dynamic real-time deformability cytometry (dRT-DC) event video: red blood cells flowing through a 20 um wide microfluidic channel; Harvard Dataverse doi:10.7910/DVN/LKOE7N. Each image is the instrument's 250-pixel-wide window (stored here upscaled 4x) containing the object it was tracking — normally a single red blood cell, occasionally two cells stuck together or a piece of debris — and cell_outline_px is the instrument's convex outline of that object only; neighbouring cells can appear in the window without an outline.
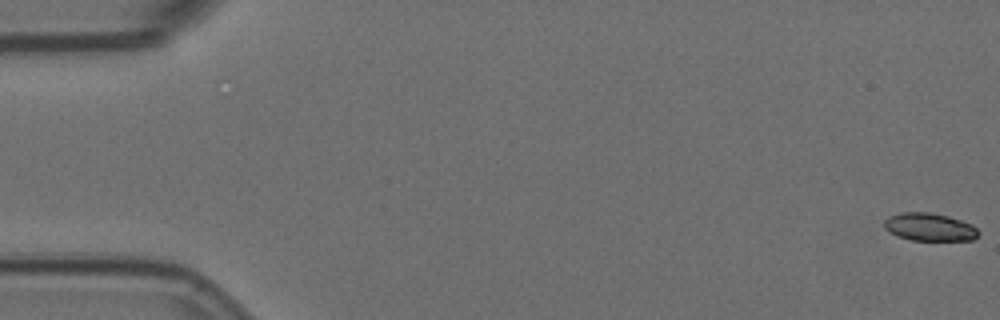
{"species": "Egyptian fruit bat (a non-hibernating species)", "species_latin": "Rousettus aegyptiacus", "temperature_condition": "room temperature", "stored_images_in_passage": 58, "camera_frame_rate_fps": 3000, "um_per_image_px": 0.085, "animal": {"sex": "female"}, "frame": {"image": 1, "passage_image": 1, "time_ms": 0.0, "image_size_px": [1000, 320], "cell_outline_px": [[980, 232], [972, 240], [912, 240], [896, 236], [884, 228], [884, 220], [888, 216], [900, 212], [928, 212], [948, 216], [972, 224]], "centroid_in_image_um": [78.98, 19.29], "position_along_channel_um": 6.0, "area_um2": 15.32}}
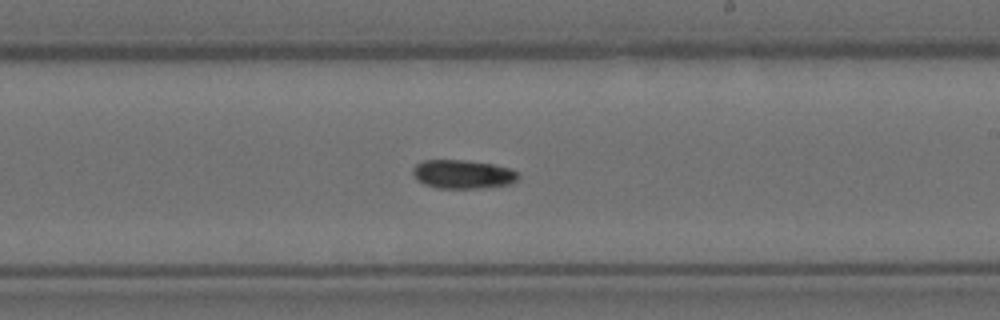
{"frame": {"image": 2, "passage_image": 34, "time_ms": 11.0, "image_size_px": [1000, 320], "cell_outline_px": [[520, 176], [512, 184], [480, 188], [440, 188], [424, 184], [416, 180], [412, 172], [412, 168], [416, 164], [424, 160], [464, 160], [496, 164], [512, 168], [520, 172]], "centroid_in_image_um": [39.39, 14.8], "position_along_channel_um": 249.6, "area_um2": 17.98}}
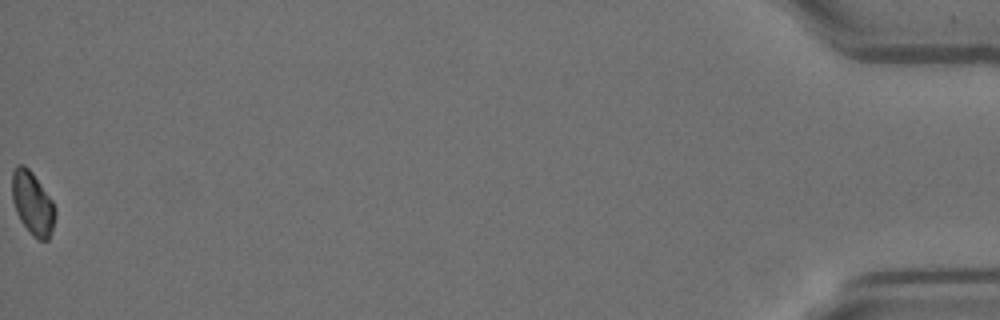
{"frame": {"image": 3, "passage_image": 58, "time_ms": 19.0, "image_size_px": [1000, 320], "cell_outline_px": [[56, 216], [48, 240], [40, 240], [32, 236], [20, 220], [16, 212], [12, 200], [12, 172], [16, 164], [24, 164], [32, 172], [52, 200], [56, 212]], "centroid_in_image_um": [2.75, 17.27], "position_along_channel_um": 432.4, "area_um2": 15.9}, "authors_computed_cell_mechanics": {"area_um2": 16.9643, "velocity_mm_per_s": 3.5783, "shape_relaxation_time_tau1_ms": 6.8762, "shape_relaxation_time_tau2_ms": null, "deformation_change_tau1": 0.122, "deformation_change_tau2": null}}